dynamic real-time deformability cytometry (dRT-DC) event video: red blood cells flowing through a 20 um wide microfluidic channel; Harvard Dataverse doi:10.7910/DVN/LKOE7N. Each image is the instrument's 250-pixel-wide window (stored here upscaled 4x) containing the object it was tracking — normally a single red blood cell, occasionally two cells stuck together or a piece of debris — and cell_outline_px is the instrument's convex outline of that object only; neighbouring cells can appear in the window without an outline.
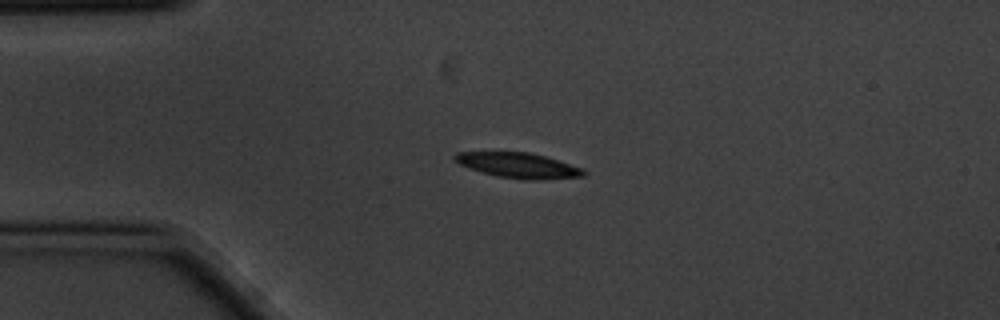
{"species": "common noctule bat (a hibernating species)", "species_latin": "Nyctalus noctula", "temperature_condition": "cold", "stored_images_in_passage": 4, "camera_frame_rate_fps": 3000, "um_per_image_px": 0.085, "animal": {"sex": "male", "body_mass_g": 20.1, "forearm_length_mm": 53.5}, "frame": {"image": 1, "passage_image": 3, "time_ms": 0.667, "image_size_px": [1000, 320], "cell_outline_px": [[588, 172], [584, 176], [540, 180], [532, 180], [496, 176], [460, 164], [452, 160], [452, 156], [456, 152], [528, 152], [544, 156], [580, 168]], "centroid_in_image_um": [44.03, 14.05], "position_along_channel_um": 41.0, "area_um2": 18.61}}